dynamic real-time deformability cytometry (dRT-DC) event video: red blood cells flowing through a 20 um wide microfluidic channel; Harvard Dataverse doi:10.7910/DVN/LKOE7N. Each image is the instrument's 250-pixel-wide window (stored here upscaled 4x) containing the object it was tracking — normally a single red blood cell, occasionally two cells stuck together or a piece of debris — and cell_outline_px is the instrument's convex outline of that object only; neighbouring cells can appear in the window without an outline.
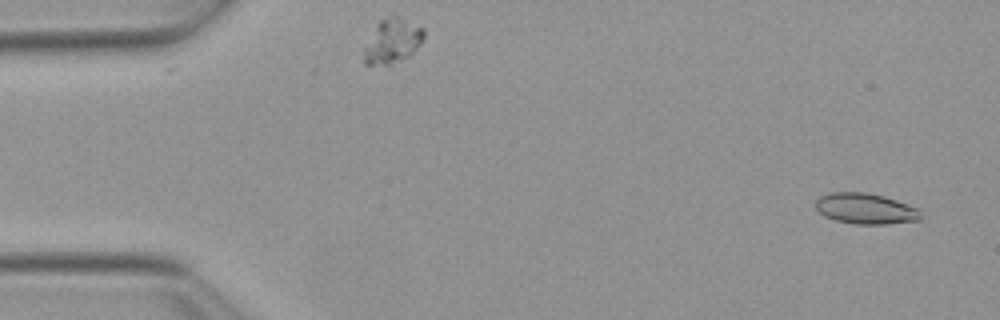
{"species": "Egyptian fruit bat (a non-hibernating species)", "species_latin": "Rousettus aegyptiacus", "temperature_condition": "warm", "stored_images_in_passage": 53, "camera_frame_rate_fps": 3000, "um_per_image_px": 0.085, "animal": {"sex": "female"}, "frame": {"image": 1, "passage_image": 3, "time_ms": 0.667, "image_size_px": [1000, 320], "cell_outline_px": [[920, 220], [888, 224], [856, 224], [836, 220], [824, 216], [816, 208], [816, 200], [820, 196], [828, 192], [868, 192], [884, 196], [920, 208]], "centroid_in_image_um": [73.58, 17.72], "position_along_channel_um": 11.4, "area_um2": 18.96}}
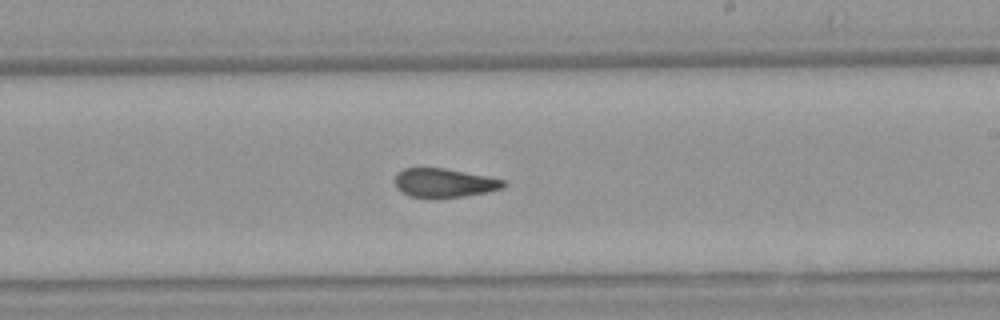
{"frame": {"image": 2, "passage_image": 31, "time_ms": 10.0, "image_size_px": [1000, 320], "cell_outline_px": [[508, 184], [504, 188], [464, 196], [408, 196], [396, 188], [396, 172], [404, 168], [444, 168], [488, 176], [504, 180]], "centroid_in_image_um": [37.77, 15.51], "position_along_channel_um": 251.2, "area_um2": 17.92}}
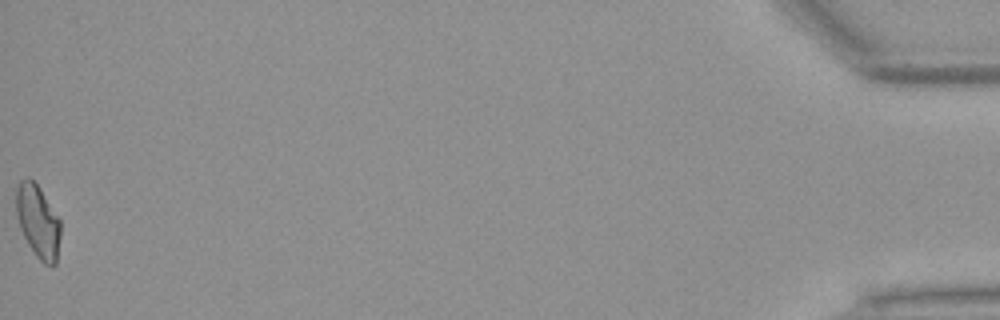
{"frame": {"image": 3, "passage_image": 53, "time_ms": 17.333, "image_size_px": [1000, 320], "cell_outline_px": [[60, 236], [56, 264], [44, 264], [36, 256], [28, 244], [20, 228], [16, 216], [16, 188], [20, 180], [24, 176], [28, 176], [40, 188], [60, 220]], "centroid_in_image_um": [3.21, 18.78], "position_along_channel_um": 432.0, "area_um2": 18.84}, "authors_computed_cell_mechanics": {"area_um2": 18.9584, "velocity_mm_per_s": 3.8798, "shape_relaxation_time_tau1_ms": null, "shape_relaxation_time_tau2_ms": 1.499, "deformation_change_tau1": null, "deformation_change_tau2": 0.0772}}